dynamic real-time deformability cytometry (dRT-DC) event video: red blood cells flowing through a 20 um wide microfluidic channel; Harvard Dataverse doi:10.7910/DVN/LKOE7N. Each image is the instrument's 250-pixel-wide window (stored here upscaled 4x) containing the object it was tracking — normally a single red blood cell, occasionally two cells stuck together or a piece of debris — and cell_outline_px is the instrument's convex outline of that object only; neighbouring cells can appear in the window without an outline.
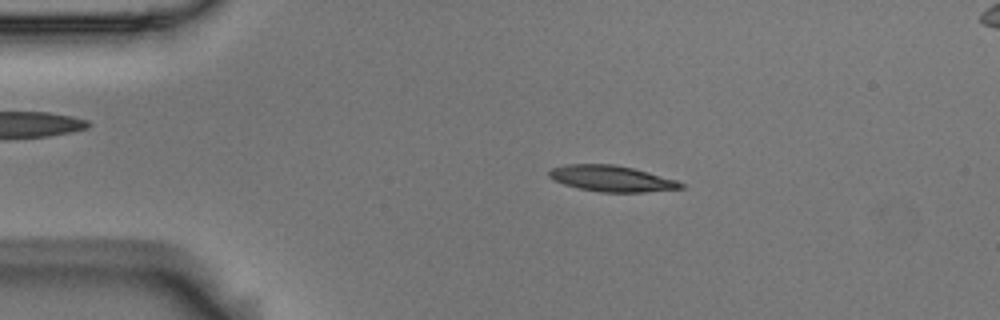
{"species": "Egyptian fruit bat (a non-hibernating species)", "species_latin": "Rousettus aegyptiacus", "temperature_condition": "room temperature", "stored_images_in_passage": 55, "camera_frame_rate_fps": 3000, "um_per_image_px": 0.085, "animal": {"sex": "male"}, "frame": {"image": 1, "passage_image": 10, "time_ms": 3.0, "image_size_px": [1000, 320], "cell_outline_px": [[684, 188], [644, 192], [600, 192], [580, 188], [564, 184], [548, 176], [548, 172], [552, 168], [568, 164], [612, 164], [632, 168], [648, 172], [676, 180], [684, 184]], "centroid_in_image_um": [52.0, 15.18], "position_along_channel_um": 33.0, "area_um2": 19.71}}
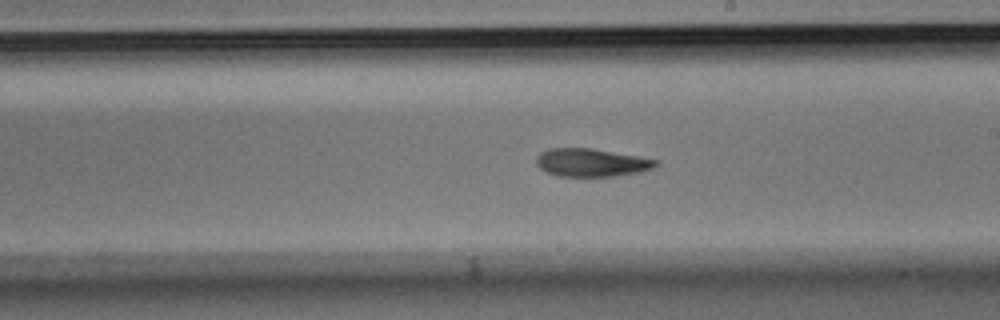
{"frame": {"image": 2, "passage_image": 31, "time_ms": 10.0, "image_size_px": [1000, 320], "cell_outline_px": [[660, 164], [652, 168], [640, 172], [612, 176], [556, 176], [540, 168], [536, 164], [536, 156], [540, 152], [548, 148], [592, 148], [660, 160]], "centroid_in_image_um": [50.27, 13.81], "position_along_channel_um": 238.7, "area_um2": 19.59}}
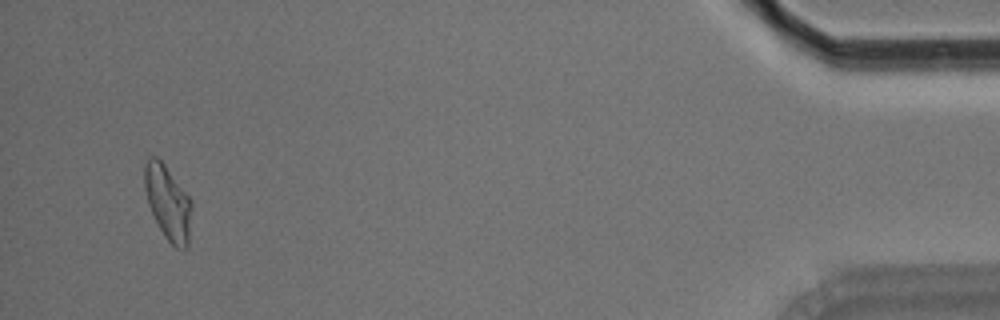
{"frame": {"image": 3, "passage_image": 53, "time_ms": 17.333, "image_size_px": [1000, 320], "cell_outline_px": [[192, 204], [188, 244], [184, 252], [176, 248], [164, 236], [148, 204], [144, 188], [144, 164], [152, 156], [156, 156], [164, 164], [192, 200]], "centroid_in_image_um": [14.28, 17.24], "position_along_channel_um": 420.9, "area_um2": 20.35}, "authors_computed_cell_mechanics": {"area_um2": 19.8832, "velocity_mm_per_s": 3.5497, "shape_relaxation_time_tau1_ms": 5.8591, "shape_relaxation_time_tau2_ms": null, "deformation_change_tau1": 0.2083, "deformation_change_tau2": null}}